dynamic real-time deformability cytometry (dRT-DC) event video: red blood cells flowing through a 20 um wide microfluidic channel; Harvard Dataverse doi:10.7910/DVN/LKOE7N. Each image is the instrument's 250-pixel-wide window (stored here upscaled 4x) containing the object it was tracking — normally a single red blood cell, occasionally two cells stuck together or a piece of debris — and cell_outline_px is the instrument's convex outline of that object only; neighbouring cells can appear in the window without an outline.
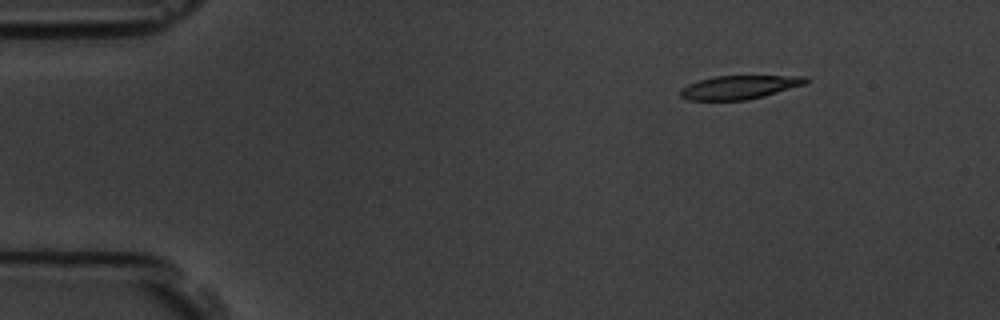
{"species": "common noctule bat (a hibernating species)", "species_latin": "Nyctalus noctula", "temperature_condition": "room temperature", "stored_images_in_passage": 3, "camera_frame_rate_fps": 3000, "um_per_image_px": 0.085, "animal": {"sex": "male", "body_mass_g": 19.5, "forearm_length_mm": 54.6}, "frame": {"image": 1, "passage_image": 1, "time_ms": 0.0, "image_size_px": [1000, 320], "cell_outline_px": [[808, 84], [764, 96], [748, 100], [688, 100], [680, 96], [680, 88], [688, 84], [700, 80], [716, 76], [808, 76]], "centroid_in_image_um": [62.88, 7.42], "position_along_channel_um": 22.1, "area_um2": 17.34}}